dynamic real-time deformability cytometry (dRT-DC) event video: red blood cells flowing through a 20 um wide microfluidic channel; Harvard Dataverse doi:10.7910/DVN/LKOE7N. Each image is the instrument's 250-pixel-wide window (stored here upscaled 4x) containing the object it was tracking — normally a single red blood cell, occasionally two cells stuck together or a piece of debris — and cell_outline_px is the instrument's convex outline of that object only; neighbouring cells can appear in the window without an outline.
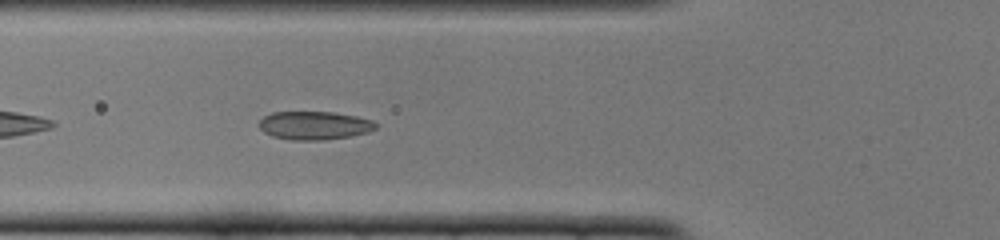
{"species": "common noctule bat (a hibernating species)", "species_latin": "Nyctalus noctula", "temperature_condition": "cold", "stored_images_in_passage": 35, "camera_frame_rate_fps": 3000, "um_per_image_px": 0.085, "animal": {"sex": "female", "body_mass_g": 22.0, "forearm_length_mm": 56.7}, "frame": {"image": 1, "passage_image": 6, "time_ms": 1.667, "image_size_px": [1000, 240], "cell_outline_px": [[380, 124], [376, 128], [368, 132], [352, 136], [324, 140], [292, 140], [272, 136], [264, 132], [260, 128], [260, 120], [264, 116], [272, 112], [332, 112], [356, 116], [372, 120]], "centroid_in_image_um": [26.75, 10.67], "position_along_channel_um": 99.0, "area_um2": 19.36}}
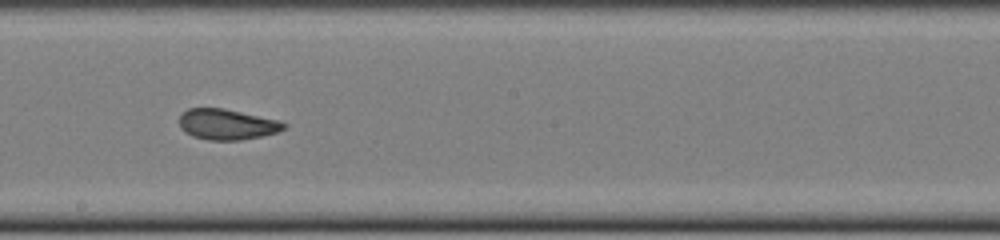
{"frame": {"image": 2, "passage_image": 16, "time_ms": 5.0, "image_size_px": [1000, 240], "cell_outline_px": [[288, 124], [284, 128], [276, 132], [260, 136], [240, 140], [208, 140], [192, 136], [184, 132], [180, 128], [180, 116], [188, 108], [224, 108], [280, 120]], "centroid_in_image_um": [19.28, 10.56], "position_along_channel_um": 228.9, "area_um2": 18.67}}
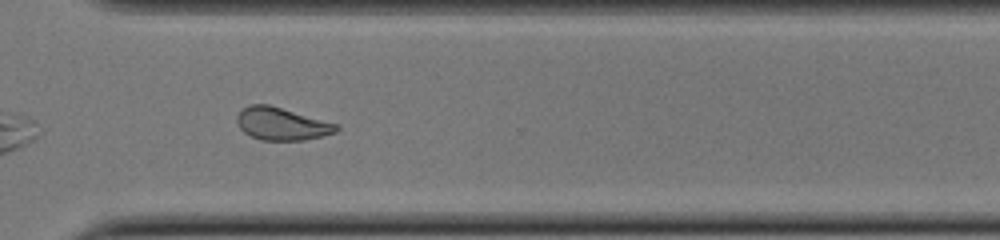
{"frame": {"image": 3, "passage_image": 25, "time_ms": 8.0, "image_size_px": [1000, 240], "cell_outline_px": [[340, 128], [336, 132], [304, 140], [260, 140], [244, 132], [240, 128], [236, 120], [236, 116], [248, 104], [268, 104], [340, 124]], "centroid_in_image_um": [23.96, 10.52], "position_along_channel_um": 346.6, "area_um2": 18.9}, "authors_computed_cell_mechanics": {"area_um2": 19.4786, "velocity_mm_per_s": 3.9113, "shape_relaxation_time_tau1_ms": 6.4371, "shape_relaxation_time_tau2_ms": 1.733, "deformation_change_tau1": 0.1294, "deformation_change_tau2": 0.0697}}